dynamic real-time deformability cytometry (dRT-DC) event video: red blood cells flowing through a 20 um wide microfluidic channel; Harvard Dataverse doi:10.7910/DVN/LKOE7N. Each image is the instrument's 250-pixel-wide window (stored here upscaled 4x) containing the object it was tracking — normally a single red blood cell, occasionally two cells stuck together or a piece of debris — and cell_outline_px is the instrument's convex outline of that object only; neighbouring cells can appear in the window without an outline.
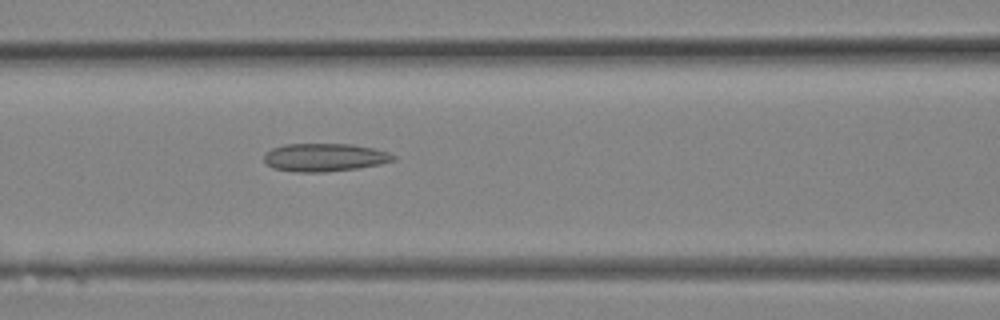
{"species": "Egyptian fruit bat (a non-hibernating species)", "species_latin": "Rousettus aegyptiacus", "temperature_condition": "room temperature", "stored_images_in_passage": 5, "camera_frame_rate_fps": 3000, "um_per_image_px": 0.085, "animal": {"sex": "female"}, "frame": {"image": 1, "passage_image": 5, "time_ms": 1.333, "image_size_px": [1000, 320], "cell_outline_px": [[396, 160], [380, 164], [356, 168], [324, 172], [296, 172], [272, 168], [264, 160], [264, 152], [272, 148], [284, 144], [352, 144], [372, 148], [388, 152], [396, 156]], "centroid_in_image_um": [27.57, 13.37], "position_along_channel_um": 139.0, "area_um2": 21.15}}